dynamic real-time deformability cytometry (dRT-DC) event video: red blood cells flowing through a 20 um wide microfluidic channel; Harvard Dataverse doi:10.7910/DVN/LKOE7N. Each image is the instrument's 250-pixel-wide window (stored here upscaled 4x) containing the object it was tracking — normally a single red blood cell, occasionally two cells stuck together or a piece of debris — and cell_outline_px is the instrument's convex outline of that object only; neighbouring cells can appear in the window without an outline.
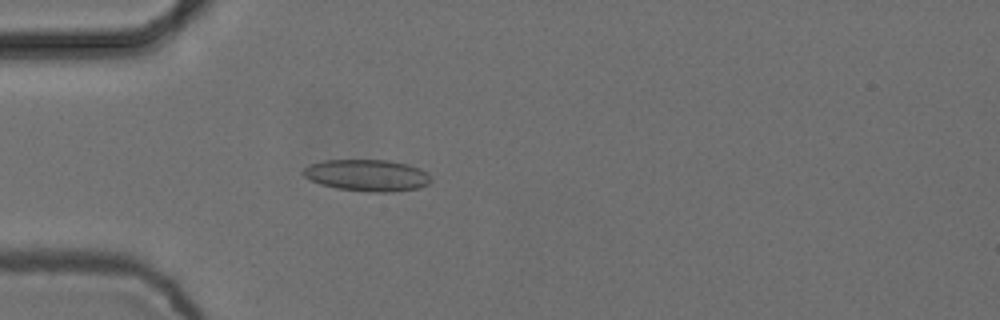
{"species": "common noctule bat (a hibernating species)", "species_latin": "Nyctalus noctula", "temperature_condition": "cold", "stored_images_in_passage": 4, "camera_frame_rate_fps": 3000, "um_per_image_px": 0.085, "animal": {"sex": "female", "body_mass_g": 24.6, "forearm_length_mm": 56.2}, "frame": {"image": 1, "passage_image": 4, "time_ms": 1.0, "image_size_px": [1000, 320], "cell_outline_px": [[432, 180], [428, 184], [420, 188], [392, 192], [368, 192], [336, 188], [320, 184], [304, 176], [300, 172], [308, 164], [324, 160], [388, 160], [408, 164], [420, 168], [428, 172]], "centroid_in_image_um": [31.22, 14.9], "position_along_channel_um": 53.8, "area_um2": 23.87}}